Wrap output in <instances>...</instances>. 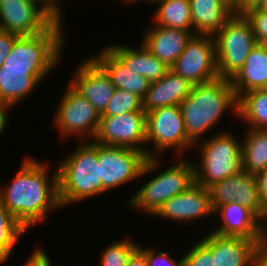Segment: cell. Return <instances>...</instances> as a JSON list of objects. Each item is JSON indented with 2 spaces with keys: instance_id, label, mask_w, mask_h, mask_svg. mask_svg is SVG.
I'll return each mask as SVG.
<instances>
[{
  "instance_id": "cell-1",
  "label": "cell",
  "mask_w": 267,
  "mask_h": 266,
  "mask_svg": "<svg viewBox=\"0 0 267 266\" xmlns=\"http://www.w3.org/2000/svg\"><path fill=\"white\" fill-rule=\"evenodd\" d=\"M48 164L26 157L13 181L0 189V200L26 231L61 206L58 170L49 176ZM51 178V181L49 180Z\"/></svg>"
},
{
  "instance_id": "cell-2",
  "label": "cell",
  "mask_w": 267,
  "mask_h": 266,
  "mask_svg": "<svg viewBox=\"0 0 267 266\" xmlns=\"http://www.w3.org/2000/svg\"><path fill=\"white\" fill-rule=\"evenodd\" d=\"M239 98L231 79L218 77L212 81L194 85L190 94L180 103L186 135L194 144L211 130L226 109L238 116Z\"/></svg>"
},
{
  "instance_id": "cell-3",
  "label": "cell",
  "mask_w": 267,
  "mask_h": 266,
  "mask_svg": "<svg viewBox=\"0 0 267 266\" xmlns=\"http://www.w3.org/2000/svg\"><path fill=\"white\" fill-rule=\"evenodd\" d=\"M78 144L76 151L57 167L62 207L105 192L100 178L98 143L89 140L79 141Z\"/></svg>"
},
{
  "instance_id": "cell-4",
  "label": "cell",
  "mask_w": 267,
  "mask_h": 266,
  "mask_svg": "<svg viewBox=\"0 0 267 266\" xmlns=\"http://www.w3.org/2000/svg\"><path fill=\"white\" fill-rule=\"evenodd\" d=\"M62 22L31 36H18L1 67L29 68V73H50L61 59L65 41Z\"/></svg>"
},
{
  "instance_id": "cell-5",
  "label": "cell",
  "mask_w": 267,
  "mask_h": 266,
  "mask_svg": "<svg viewBox=\"0 0 267 266\" xmlns=\"http://www.w3.org/2000/svg\"><path fill=\"white\" fill-rule=\"evenodd\" d=\"M199 148L200 164H194L196 184L208 188L243 171L241 142L230 132L211 135Z\"/></svg>"
},
{
  "instance_id": "cell-6",
  "label": "cell",
  "mask_w": 267,
  "mask_h": 266,
  "mask_svg": "<svg viewBox=\"0 0 267 266\" xmlns=\"http://www.w3.org/2000/svg\"><path fill=\"white\" fill-rule=\"evenodd\" d=\"M159 158H148L145 153L133 148L98 143L103 190L107 192L158 169L162 161Z\"/></svg>"
},
{
  "instance_id": "cell-7",
  "label": "cell",
  "mask_w": 267,
  "mask_h": 266,
  "mask_svg": "<svg viewBox=\"0 0 267 266\" xmlns=\"http://www.w3.org/2000/svg\"><path fill=\"white\" fill-rule=\"evenodd\" d=\"M213 36L219 77L232 79L256 44L251 23L244 14H233Z\"/></svg>"
},
{
  "instance_id": "cell-8",
  "label": "cell",
  "mask_w": 267,
  "mask_h": 266,
  "mask_svg": "<svg viewBox=\"0 0 267 266\" xmlns=\"http://www.w3.org/2000/svg\"><path fill=\"white\" fill-rule=\"evenodd\" d=\"M170 168L146 182L129 200V207L154 215L170 198L185 192L195 184L194 164L177 161Z\"/></svg>"
},
{
  "instance_id": "cell-9",
  "label": "cell",
  "mask_w": 267,
  "mask_h": 266,
  "mask_svg": "<svg viewBox=\"0 0 267 266\" xmlns=\"http://www.w3.org/2000/svg\"><path fill=\"white\" fill-rule=\"evenodd\" d=\"M154 144L153 157L174 148L180 155L194 148L186 135L180 105L165 106L146 113V144Z\"/></svg>"
},
{
  "instance_id": "cell-10",
  "label": "cell",
  "mask_w": 267,
  "mask_h": 266,
  "mask_svg": "<svg viewBox=\"0 0 267 266\" xmlns=\"http://www.w3.org/2000/svg\"><path fill=\"white\" fill-rule=\"evenodd\" d=\"M61 96L54 122L63 138L71 135L79 141H92L97 133L100 115L86 98L69 84ZM88 137V138H87Z\"/></svg>"
},
{
  "instance_id": "cell-11",
  "label": "cell",
  "mask_w": 267,
  "mask_h": 266,
  "mask_svg": "<svg viewBox=\"0 0 267 266\" xmlns=\"http://www.w3.org/2000/svg\"><path fill=\"white\" fill-rule=\"evenodd\" d=\"M170 69L193 85L219 77L216 63L215 40L212 35L194 34Z\"/></svg>"
},
{
  "instance_id": "cell-12",
  "label": "cell",
  "mask_w": 267,
  "mask_h": 266,
  "mask_svg": "<svg viewBox=\"0 0 267 266\" xmlns=\"http://www.w3.org/2000/svg\"><path fill=\"white\" fill-rule=\"evenodd\" d=\"M93 141L108 146L137 149L145 153L148 158L153 157V151L142 146L146 144V113L144 111L100 117L99 127Z\"/></svg>"
},
{
  "instance_id": "cell-13",
  "label": "cell",
  "mask_w": 267,
  "mask_h": 266,
  "mask_svg": "<svg viewBox=\"0 0 267 266\" xmlns=\"http://www.w3.org/2000/svg\"><path fill=\"white\" fill-rule=\"evenodd\" d=\"M55 20L31 0H0V30L31 36L47 30Z\"/></svg>"
},
{
  "instance_id": "cell-14",
  "label": "cell",
  "mask_w": 267,
  "mask_h": 266,
  "mask_svg": "<svg viewBox=\"0 0 267 266\" xmlns=\"http://www.w3.org/2000/svg\"><path fill=\"white\" fill-rule=\"evenodd\" d=\"M208 191L213 211L221 205L238 202L262 221V205L255 175L242 171L212 184Z\"/></svg>"
},
{
  "instance_id": "cell-15",
  "label": "cell",
  "mask_w": 267,
  "mask_h": 266,
  "mask_svg": "<svg viewBox=\"0 0 267 266\" xmlns=\"http://www.w3.org/2000/svg\"><path fill=\"white\" fill-rule=\"evenodd\" d=\"M84 61L74 72V78L69 85L101 115L116 88L106 72L91 57Z\"/></svg>"
},
{
  "instance_id": "cell-16",
  "label": "cell",
  "mask_w": 267,
  "mask_h": 266,
  "mask_svg": "<svg viewBox=\"0 0 267 266\" xmlns=\"http://www.w3.org/2000/svg\"><path fill=\"white\" fill-rule=\"evenodd\" d=\"M155 215L179 223L194 222L200 217L214 215L208 188L195 183L185 192L168 199Z\"/></svg>"
},
{
  "instance_id": "cell-17",
  "label": "cell",
  "mask_w": 267,
  "mask_h": 266,
  "mask_svg": "<svg viewBox=\"0 0 267 266\" xmlns=\"http://www.w3.org/2000/svg\"><path fill=\"white\" fill-rule=\"evenodd\" d=\"M216 255L217 266H256V252L261 240L221 236L213 232L199 240Z\"/></svg>"
},
{
  "instance_id": "cell-18",
  "label": "cell",
  "mask_w": 267,
  "mask_h": 266,
  "mask_svg": "<svg viewBox=\"0 0 267 266\" xmlns=\"http://www.w3.org/2000/svg\"><path fill=\"white\" fill-rule=\"evenodd\" d=\"M213 213L220 214L221 224L212 232L221 236L261 240L262 221L247 207L238 202L217 207Z\"/></svg>"
},
{
  "instance_id": "cell-19",
  "label": "cell",
  "mask_w": 267,
  "mask_h": 266,
  "mask_svg": "<svg viewBox=\"0 0 267 266\" xmlns=\"http://www.w3.org/2000/svg\"><path fill=\"white\" fill-rule=\"evenodd\" d=\"M144 34L142 43L169 67L182 54L188 40L193 35L187 30L158 25L146 29Z\"/></svg>"
},
{
  "instance_id": "cell-20",
  "label": "cell",
  "mask_w": 267,
  "mask_h": 266,
  "mask_svg": "<svg viewBox=\"0 0 267 266\" xmlns=\"http://www.w3.org/2000/svg\"><path fill=\"white\" fill-rule=\"evenodd\" d=\"M193 86L170 69L160 80L150 83L142 98V109L148 113L160 107L180 105L190 94Z\"/></svg>"
},
{
  "instance_id": "cell-21",
  "label": "cell",
  "mask_w": 267,
  "mask_h": 266,
  "mask_svg": "<svg viewBox=\"0 0 267 266\" xmlns=\"http://www.w3.org/2000/svg\"><path fill=\"white\" fill-rule=\"evenodd\" d=\"M110 77L116 89L133 92L143 98L150 82L126 64L107 46L95 57H91Z\"/></svg>"
},
{
  "instance_id": "cell-22",
  "label": "cell",
  "mask_w": 267,
  "mask_h": 266,
  "mask_svg": "<svg viewBox=\"0 0 267 266\" xmlns=\"http://www.w3.org/2000/svg\"><path fill=\"white\" fill-rule=\"evenodd\" d=\"M49 73H29V68L0 67V102L16 106Z\"/></svg>"
},
{
  "instance_id": "cell-23",
  "label": "cell",
  "mask_w": 267,
  "mask_h": 266,
  "mask_svg": "<svg viewBox=\"0 0 267 266\" xmlns=\"http://www.w3.org/2000/svg\"><path fill=\"white\" fill-rule=\"evenodd\" d=\"M231 82L238 98L248 91L267 88L266 45L255 44Z\"/></svg>"
},
{
  "instance_id": "cell-24",
  "label": "cell",
  "mask_w": 267,
  "mask_h": 266,
  "mask_svg": "<svg viewBox=\"0 0 267 266\" xmlns=\"http://www.w3.org/2000/svg\"><path fill=\"white\" fill-rule=\"evenodd\" d=\"M108 47L129 69L144 76L150 83L160 80L170 70V67L153 55L143 43H141L140 49L120 44H112Z\"/></svg>"
},
{
  "instance_id": "cell-25",
  "label": "cell",
  "mask_w": 267,
  "mask_h": 266,
  "mask_svg": "<svg viewBox=\"0 0 267 266\" xmlns=\"http://www.w3.org/2000/svg\"><path fill=\"white\" fill-rule=\"evenodd\" d=\"M193 35H214L233 15L220 0H189Z\"/></svg>"
},
{
  "instance_id": "cell-26",
  "label": "cell",
  "mask_w": 267,
  "mask_h": 266,
  "mask_svg": "<svg viewBox=\"0 0 267 266\" xmlns=\"http://www.w3.org/2000/svg\"><path fill=\"white\" fill-rule=\"evenodd\" d=\"M248 129L241 143L243 171L256 175L267 169V129Z\"/></svg>"
},
{
  "instance_id": "cell-27",
  "label": "cell",
  "mask_w": 267,
  "mask_h": 266,
  "mask_svg": "<svg viewBox=\"0 0 267 266\" xmlns=\"http://www.w3.org/2000/svg\"><path fill=\"white\" fill-rule=\"evenodd\" d=\"M238 117L249 128L267 129V88L255 89L239 97Z\"/></svg>"
},
{
  "instance_id": "cell-28",
  "label": "cell",
  "mask_w": 267,
  "mask_h": 266,
  "mask_svg": "<svg viewBox=\"0 0 267 266\" xmlns=\"http://www.w3.org/2000/svg\"><path fill=\"white\" fill-rule=\"evenodd\" d=\"M154 25L178 28L193 34L189 0H164L154 13Z\"/></svg>"
},
{
  "instance_id": "cell-29",
  "label": "cell",
  "mask_w": 267,
  "mask_h": 266,
  "mask_svg": "<svg viewBox=\"0 0 267 266\" xmlns=\"http://www.w3.org/2000/svg\"><path fill=\"white\" fill-rule=\"evenodd\" d=\"M26 229L14 218L0 200V264L7 261L15 243Z\"/></svg>"
},
{
  "instance_id": "cell-30",
  "label": "cell",
  "mask_w": 267,
  "mask_h": 266,
  "mask_svg": "<svg viewBox=\"0 0 267 266\" xmlns=\"http://www.w3.org/2000/svg\"><path fill=\"white\" fill-rule=\"evenodd\" d=\"M136 111H143L142 98L133 92L116 89L100 117L118 116Z\"/></svg>"
},
{
  "instance_id": "cell-31",
  "label": "cell",
  "mask_w": 267,
  "mask_h": 266,
  "mask_svg": "<svg viewBox=\"0 0 267 266\" xmlns=\"http://www.w3.org/2000/svg\"><path fill=\"white\" fill-rule=\"evenodd\" d=\"M138 246L132 239L117 240L101 253V266H126L130 255Z\"/></svg>"
},
{
  "instance_id": "cell-32",
  "label": "cell",
  "mask_w": 267,
  "mask_h": 266,
  "mask_svg": "<svg viewBox=\"0 0 267 266\" xmlns=\"http://www.w3.org/2000/svg\"><path fill=\"white\" fill-rule=\"evenodd\" d=\"M243 14L251 23L256 43L267 46V12L254 6L246 9Z\"/></svg>"
},
{
  "instance_id": "cell-33",
  "label": "cell",
  "mask_w": 267,
  "mask_h": 266,
  "mask_svg": "<svg viewBox=\"0 0 267 266\" xmlns=\"http://www.w3.org/2000/svg\"><path fill=\"white\" fill-rule=\"evenodd\" d=\"M183 257L184 266H217L216 255L199 241Z\"/></svg>"
},
{
  "instance_id": "cell-34",
  "label": "cell",
  "mask_w": 267,
  "mask_h": 266,
  "mask_svg": "<svg viewBox=\"0 0 267 266\" xmlns=\"http://www.w3.org/2000/svg\"><path fill=\"white\" fill-rule=\"evenodd\" d=\"M138 248L146 255L148 266H184L183 258L175 261L169 256V252H157L154 248Z\"/></svg>"
},
{
  "instance_id": "cell-35",
  "label": "cell",
  "mask_w": 267,
  "mask_h": 266,
  "mask_svg": "<svg viewBox=\"0 0 267 266\" xmlns=\"http://www.w3.org/2000/svg\"><path fill=\"white\" fill-rule=\"evenodd\" d=\"M18 35L0 30V67L4 64Z\"/></svg>"
},
{
  "instance_id": "cell-36",
  "label": "cell",
  "mask_w": 267,
  "mask_h": 266,
  "mask_svg": "<svg viewBox=\"0 0 267 266\" xmlns=\"http://www.w3.org/2000/svg\"><path fill=\"white\" fill-rule=\"evenodd\" d=\"M34 3H40L41 8L45 10L55 21L62 22V12L59 0H31Z\"/></svg>"
},
{
  "instance_id": "cell-37",
  "label": "cell",
  "mask_w": 267,
  "mask_h": 266,
  "mask_svg": "<svg viewBox=\"0 0 267 266\" xmlns=\"http://www.w3.org/2000/svg\"><path fill=\"white\" fill-rule=\"evenodd\" d=\"M257 185L259 191V198L262 205V219L267 213V169L257 173Z\"/></svg>"
},
{
  "instance_id": "cell-38",
  "label": "cell",
  "mask_w": 267,
  "mask_h": 266,
  "mask_svg": "<svg viewBox=\"0 0 267 266\" xmlns=\"http://www.w3.org/2000/svg\"><path fill=\"white\" fill-rule=\"evenodd\" d=\"M48 254L41 247H36L23 266H52Z\"/></svg>"
},
{
  "instance_id": "cell-39",
  "label": "cell",
  "mask_w": 267,
  "mask_h": 266,
  "mask_svg": "<svg viewBox=\"0 0 267 266\" xmlns=\"http://www.w3.org/2000/svg\"><path fill=\"white\" fill-rule=\"evenodd\" d=\"M126 266H148L146 255L137 248L129 257Z\"/></svg>"
},
{
  "instance_id": "cell-40",
  "label": "cell",
  "mask_w": 267,
  "mask_h": 266,
  "mask_svg": "<svg viewBox=\"0 0 267 266\" xmlns=\"http://www.w3.org/2000/svg\"><path fill=\"white\" fill-rule=\"evenodd\" d=\"M10 108L12 109L13 107L3 102H0V136L4 132V129L6 128L7 123L9 122L7 113H9Z\"/></svg>"
},
{
  "instance_id": "cell-41",
  "label": "cell",
  "mask_w": 267,
  "mask_h": 266,
  "mask_svg": "<svg viewBox=\"0 0 267 266\" xmlns=\"http://www.w3.org/2000/svg\"><path fill=\"white\" fill-rule=\"evenodd\" d=\"M233 14H242V0H220Z\"/></svg>"
},
{
  "instance_id": "cell-42",
  "label": "cell",
  "mask_w": 267,
  "mask_h": 266,
  "mask_svg": "<svg viewBox=\"0 0 267 266\" xmlns=\"http://www.w3.org/2000/svg\"><path fill=\"white\" fill-rule=\"evenodd\" d=\"M256 266H267V250L260 245L256 252Z\"/></svg>"
},
{
  "instance_id": "cell-43",
  "label": "cell",
  "mask_w": 267,
  "mask_h": 266,
  "mask_svg": "<svg viewBox=\"0 0 267 266\" xmlns=\"http://www.w3.org/2000/svg\"><path fill=\"white\" fill-rule=\"evenodd\" d=\"M260 246L267 250V213L262 219Z\"/></svg>"
},
{
  "instance_id": "cell-44",
  "label": "cell",
  "mask_w": 267,
  "mask_h": 266,
  "mask_svg": "<svg viewBox=\"0 0 267 266\" xmlns=\"http://www.w3.org/2000/svg\"><path fill=\"white\" fill-rule=\"evenodd\" d=\"M261 0H242V14L251 7L257 6Z\"/></svg>"
},
{
  "instance_id": "cell-45",
  "label": "cell",
  "mask_w": 267,
  "mask_h": 266,
  "mask_svg": "<svg viewBox=\"0 0 267 266\" xmlns=\"http://www.w3.org/2000/svg\"><path fill=\"white\" fill-rule=\"evenodd\" d=\"M256 7L267 12V0H261Z\"/></svg>"
},
{
  "instance_id": "cell-46",
  "label": "cell",
  "mask_w": 267,
  "mask_h": 266,
  "mask_svg": "<svg viewBox=\"0 0 267 266\" xmlns=\"http://www.w3.org/2000/svg\"><path fill=\"white\" fill-rule=\"evenodd\" d=\"M145 1H149V2H152V3H160V2H162V1H164V0H145Z\"/></svg>"
},
{
  "instance_id": "cell-47",
  "label": "cell",
  "mask_w": 267,
  "mask_h": 266,
  "mask_svg": "<svg viewBox=\"0 0 267 266\" xmlns=\"http://www.w3.org/2000/svg\"><path fill=\"white\" fill-rule=\"evenodd\" d=\"M125 2H127V3H132V2H138V1H140V0H124Z\"/></svg>"
}]
</instances>
